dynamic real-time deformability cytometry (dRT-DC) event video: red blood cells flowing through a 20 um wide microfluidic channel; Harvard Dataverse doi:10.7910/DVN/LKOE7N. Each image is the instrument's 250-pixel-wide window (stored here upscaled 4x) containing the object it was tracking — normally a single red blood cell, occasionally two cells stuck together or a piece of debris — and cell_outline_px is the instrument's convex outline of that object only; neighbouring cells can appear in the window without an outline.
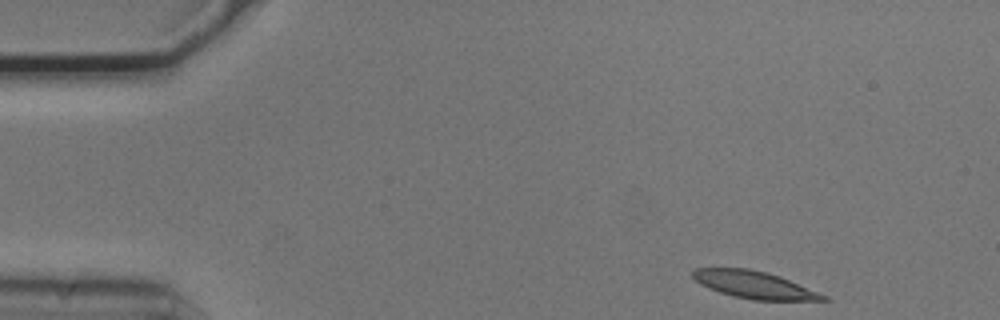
{"species": "common noctule bat (a hibernating species)", "species_latin": "Nyctalus noctula", "temperature_condition": "cold", "stored_images_in_passage": 49, "camera_frame_rate_fps": 3000, "um_per_image_px": 0.085, "animal": {"sex": "male", "body_mass_g": 20.5, "forearm_length_mm": 52.5}, "frame": {"image": 1, "passage_image": 1, "time_ms": 0.0, "image_size_px": [1000, 320], "cell_outline_px": [[832, 300], [752, 300], [732, 296], [708, 288], [700, 284], [692, 276], [692, 272], [696, 268], [748, 268], [768, 272], [780, 276], [828, 296]], "centroid_in_image_um": [64.12, 24.21], "position_along_channel_um": 20.9, "area_um2": 20.75}}
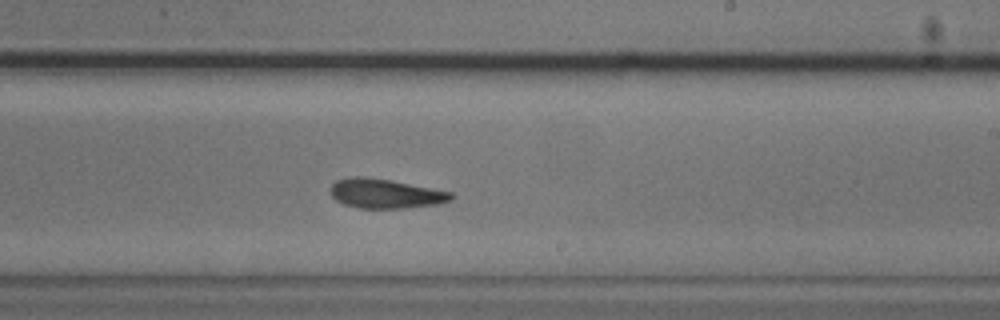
{"frame": {"image": 2, "passage_image": 27, "time_ms": 8.667, "image_size_px": [1000, 320], "cell_outline_px": [[456, 196], [452, 200], [436, 204], [408, 208], [360, 208], [344, 204], [336, 200], [332, 196], [332, 184], [336, 180], [356, 176], [360, 176], [388, 180], [452, 192]], "centroid_in_image_um": [32.79, 16.47], "position_along_channel_um": 256.2, "area_um2": 20.4}}
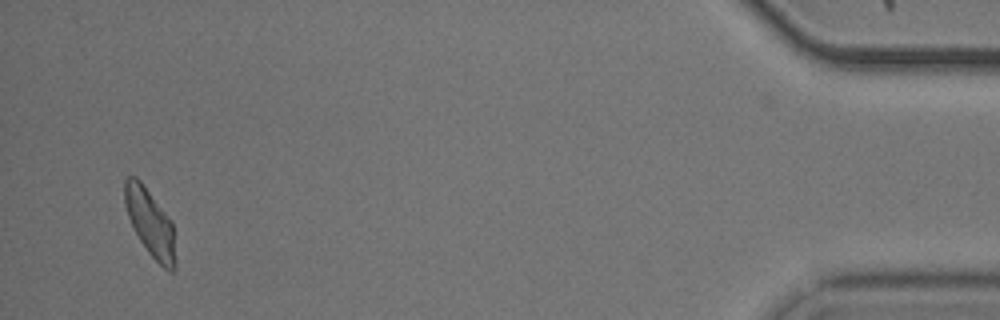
{"frame": {"image": 3, "passage_image": 47, "time_ms": 15.333, "image_size_px": [1000, 320], "cell_outline_px": [[176, 268], [172, 272], [164, 268], [148, 252], [140, 240], [128, 216], [124, 204], [124, 180], [128, 176], [136, 176], [140, 180], [172, 220], [176, 260]], "centroid_in_image_um": [12.78, 18.92], "position_along_channel_um": 422.4, "area_um2": 19.88}, "authors_computed_cell_mechanics": {"area_um2": 20.5768, "velocity_mm_per_s": 3.698, "shape_relaxation_time_tau1_ms": null, "shape_relaxation_time_tau2_ms": 3.4462, "deformation_change_tau1": null, "deformation_change_tau2": 0.1074}}